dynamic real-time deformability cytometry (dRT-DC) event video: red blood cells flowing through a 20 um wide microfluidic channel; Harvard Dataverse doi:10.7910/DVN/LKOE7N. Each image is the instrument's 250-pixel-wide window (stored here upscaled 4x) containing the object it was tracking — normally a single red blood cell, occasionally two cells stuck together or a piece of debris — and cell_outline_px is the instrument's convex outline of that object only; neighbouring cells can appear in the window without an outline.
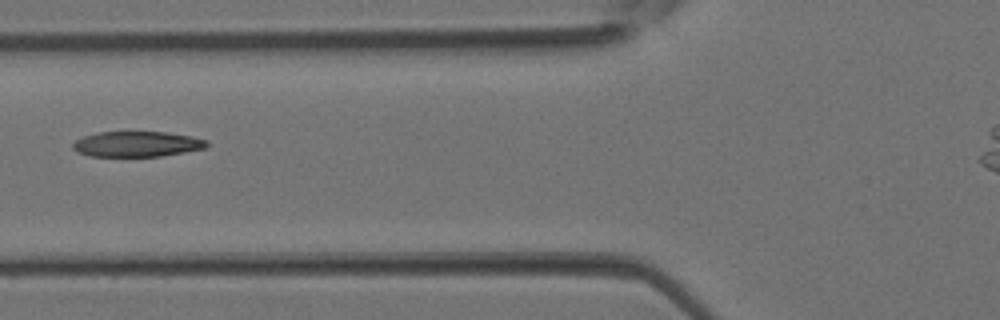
{"species": "Egyptian fruit bat (a non-hibernating species)", "species_latin": "Rousettus aegyptiacus", "temperature_condition": "room temperature", "stored_images_in_passage": 5, "camera_frame_rate_fps": 3000, "um_per_image_px": 0.085, "animal": {"sex": "female"}, "frame": {"image": 1, "passage_image": 5, "time_ms": 1.333, "image_size_px": [1000, 320], "cell_outline_px": [[208, 144], [204, 148], [184, 152], [160, 156], [92, 156], [76, 152], [72, 148], [72, 144], [76, 140], [84, 136], [100, 132], [164, 132], [192, 136], [208, 140]], "centroid_in_image_um": [11.63, 12.24], "position_along_channel_um": 114.2, "area_um2": 19.71}}